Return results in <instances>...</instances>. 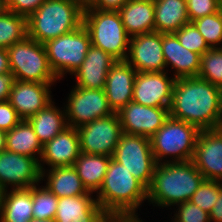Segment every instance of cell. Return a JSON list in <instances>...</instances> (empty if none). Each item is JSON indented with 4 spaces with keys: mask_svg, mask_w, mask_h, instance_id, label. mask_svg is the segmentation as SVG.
<instances>
[{
    "mask_svg": "<svg viewBox=\"0 0 222 222\" xmlns=\"http://www.w3.org/2000/svg\"><path fill=\"white\" fill-rule=\"evenodd\" d=\"M80 149L85 154L112 157L122 135V127L117 112L98 118L77 128Z\"/></svg>",
    "mask_w": 222,
    "mask_h": 222,
    "instance_id": "30bf717a",
    "label": "cell"
},
{
    "mask_svg": "<svg viewBox=\"0 0 222 222\" xmlns=\"http://www.w3.org/2000/svg\"><path fill=\"white\" fill-rule=\"evenodd\" d=\"M27 36V17L7 10L0 16V48H9Z\"/></svg>",
    "mask_w": 222,
    "mask_h": 222,
    "instance_id": "f546056e",
    "label": "cell"
},
{
    "mask_svg": "<svg viewBox=\"0 0 222 222\" xmlns=\"http://www.w3.org/2000/svg\"><path fill=\"white\" fill-rule=\"evenodd\" d=\"M128 0H91L84 9L118 11Z\"/></svg>",
    "mask_w": 222,
    "mask_h": 222,
    "instance_id": "ab89813d",
    "label": "cell"
},
{
    "mask_svg": "<svg viewBox=\"0 0 222 222\" xmlns=\"http://www.w3.org/2000/svg\"><path fill=\"white\" fill-rule=\"evenodd\" d=\"M191 161L204 179L222 182V127L200 131Z\"/></svg>",
    "mask_w": 222,
    "mask_h": 222,
    "instance_id": "9a60e30c",
    "label": "cell"
},
{
    "mask_svg": "<svg viewBox=\"0 0 222 222\" xmlns=\"http://www.w3.org/2000/svg\"><path fill=\"white\" fill-rule=\"evenodd\" d=\"M221 187L222 182L204 179L189 201L210 213L216 204Z\"/></svg>",
    "mask_w": 222,
    "mask_h": 222,
    "instance_id": "836d02e7",
    "label": "cell"
},
{
    "mask_svg": "<svg viewBox=\"0 0 222 222\" xmlns=\"http://www.w3.org/2000/svg\"><path fill=\"white\" fill-rule=\"evenodd\" d=\"M118 13L130 38L155 31L152 0H128Z\"/></svg>",
    "mask_w": 222,
    "mask_h": 222,
    "instance_id": "603a6c76",
    "label": "cell"
},
{
    "mask_svg": "<svg viewBox=\"0 0 222 222\" xmlns=\"http://www.w3.org/2000/svg\"><path fill=\"white\" fill-rule=\"evenodd\" d=\"M45 0H6L7 9L28 17L35 12Z\"/></svg>",
    "mask_w": 222,
    "mask_h": 222,
    "instance_id": "f35d334b",
    "label": "cell"
},
{
    "mask_svg": "<svg viewBox=\"0 0 222 222\" xmlns=\"http://www.w3.org/2000/svg\"><path fill=\"white\" fill-rule=\"evenodd\" d=\"M164 161L154 168L147 200L161 208L189 201L203 182V174L192 161Z\"/></svg>",
    "mask_w": 222,
    "mask_h": 222,
    "instance_id": "7a4b0ae2",
    "label": "cell"
},
{
    "mask_svg": "<svg viewBox=\"0 0 222 222\" xmlns=\"http://www.w3.org/2000/svg\"><path fill=\"white\" fill-rule=\"evenodd\" d=\"M106 215L96 198L80 195L58 198L54 219L56 222L101 221Z\"/></svg>",
    "mask_w": 222,
    "mask_h": 222,
    "instance_id": "7402d4cb",
    "label": "cell"
},
{
    "mask_svg": "<svg viewBox=\"0 0 222 222\" xmlns=\"http://www.w3.org/2000/svg\"><path fill=\"white\" fill-rule=\"evenodd\" d=\"M42 180L39 159L7 150L0 152V187L7 190L33 187ZM38 182V183H37Z\"/></svg>",
    "mask_w": 222,
    "mask_h": 222,
    "instance_id": "7c38bea8",
    "label": "cell"
},
{
    "mask_svg": "<svg viewBox=\"0 0 222 222\" xmlns=\"http://www.w3.org/2000/svg\"><path fill=\"white\" fill-rule=\"evenodd\" d=\"M200 131L193 124L169 116L164 125L150 138L156 163H162L168 155L173 156V162L191 161Z\"/></svg>",
    "mask_w": 222,
    "mask_h": 222,
    "instance_id": "8992f818",
    "label": "cell"
},
{
    "mask_svg": "<svg viewBox=\"0 0 222 222\" xmlns=\"http://www.w3.org/2000/svg\"><path fill=\"white\" fill-rule=\"evenodd\" d=\"M5 190L0 187V222L2 219V208H3V198H4Z\"/></svg>",
    "mask_w": 222,
    "mask_h": 222,
    "instance_id": "bcb514c9",
    "label": "cell"
},
{
    "mask_svg": "<svg viewBox=\"0 0 222 222\" xmlns=\"http://www.w3.org/2000/svg\"><path fill=\"white\" fill-rule=\"evenodd\" d=\"M7 192V193H6ZM32 187L5 190L1 222H29L33 218Z\"/></svg>",
    "mask_w": 222,
    "mask_h": 222,
    "instance_id": "f1b7e54d",
    "label": "cell"
},
{
    "mask_svg": "<svg viewBox=\"0 0 222 222\" xmlns=\"http://www.w3.org/2000/svg\"><path fill=\"white\" fill-rule=\"evenodd\" d=\"M122 132L151 138L169 117L168 108L148 107L133 101L119 112Z\"/></svg>",
    "mask_w": 222,
    "mask_h": 222,
    "instance_id": "5bb4252c",
    "label": "cell"
},
{
    "mask_svg": "<svg viewBox=\"0 0 222 222\" xmlns=\"http://www.w3.org/2000/svg\"><path fill=\"white\" fill-rule=\"evenodd\" d=\"M46 188L57 198L91 195L73 166L54 167L48 170Z\"/></svg>",
    "mask_w": 222,
    "mask_h": 222,
    "instance_id": "4316f807",
    "label": "cell"
},
{
    "mask_svg": "<svg viewBox=\"0 0 222 222\" xmlns=\"http://www.w3.org/2000/svg\"><path fill=\"white\" fill-rule=\"evenodd\" d=\"M5 142H6V131L0 129V152L6 150Z\"/></svg>",
    "mask_w": 222,
    "mask_h": 222,
    "instance_id": "f6af8a7d",
    "label": "cell"
},
{
    "mask_svg": "<svg viewBox=\"0 0 222 222\" xmlns=\"http://www.w3.org/2000/svg\"><path fill=\"white\" fill-rule=\"evenodd\" d=\"M110 159V156L82 152L78 156L73 167L88 192H98L108 170Z\"/></svg>",
    "mask_w": 222,
    "mask_h": 222,
    "instance_id": "d4e9b609",
    "label": "cell"
},
{
    "mask_svg": "<svg viewBox=\"0 0 222 222\" xmlns=\"http://www.w3.org/2000/svg\"><path fill=\"white\" fill-rule=\"evenodd\" d=\"M84 222H100V221H84Z\"/></svg>",
    "mask_w": 222,
    "mask_h": 222,
    "instance_id": "f907efd6",
    "label": "cell"
},
{
    "mask_svg": "<svg viewBox=\"0 0 222 222\" xmlns=\"http://www.w3.org/2000/svg\"><path fill=\"white\" fill-rule=\"evenodd\" d=\"M83 25L89 32L91 45L102 49L117 61L127 59L130 37L118 11L84 9Z\"/></svg>",
    "mask_w": 222,
    "mask_h": 222,
    "instance_id": "5b68a950",
    "label": "cell"
},
{
    "mask_svg": "<svg viewBox=\"0 0 222 222\" xmlns=\"http://www.w3.org/2000/svg\"><path fill=\"white\" fill-rule=\"evenodd\" d=\"M90 46L91 38L84 25L44 43L50 67L58 79L67 72L72 75L82 65Z\"/></svg>",
    "mask_w": 222,
    "mask_h": 222,
    "instance_id": "ba28073f",
    "label": "cell"
},
{
    "mask_svg": "<svg viewBox=\"0 0 222 222\" xmlns=\"http://www.w3.org/2000/svg\"><path fill=\"white\" fill-rule=\"evenodd\" d=\"M100 222H143L135 216L131 215H113L107 214Z\"/></svg>",
    "mask_w": 222,
    "mask_h": 222,
    "instance_id": "7bdbcfd3",
    "label": "cell"
},
{
    "mask_svg": "<svg viewBox=\"0 0 222 222\" xmlns=\"http://www.w3.org/2000/svg\"><path fill=\"white\" fill-rule=\"evenodd\" d=\"M186 4L190 22L216 13L222 8L218 0H186Z\"/></svg>",
    "mask_w": 222,
    "mask_h": 222,
    "instance_id": "8d00e7d4",
    "label": "cell"
},
{
    "mask_svg": "<svg viewBox=\"0 0 222 222\" xmlns=\"http://www.w3.org/2000/svg\"><path fill=\"white\" fill-rule=\"evenodd\" d=\"M155 31L162 34L175 33L189 23L186 0L154 1Z\"/></svg>",
    "mask_w": 222,
    "mask_h": 222,
    "instance_id": "cb8c5ba5",
    "label": "cell"
},
{
    "mask_svg": "<svg viewBox=\"0 0 222 222\" xmlns=\"http://www.w3.org/2000/svg\"><path fill=\"white\" fill-rule=\"evenodd\" d=\"M66 104V119L68 126L79 128L98 118L115 113L106 98L104 89H72Z\"/></svg>",
    "mask_w": 222,
    "mask_h": 222,
    "instance_id": "8fae6325",
    "label": "cell"
},
{
    "mask_svg": "<svg viewBox=\"0 0 222 222\" xmlns=\"http://www.w3.org/2000/svg\"><path fill=\"white\" fill-rule=\"evenodd\" d=\"M29 222H56L55 219H35L32 218Z\"/></svg>",
    "mask_w": 222,
    "mask_h": 222,
    "instance_id": "c3c4849f",
    "label": "cell"
},
{
    "mask_svg": "<svg viewBox=\"0 0 222 222\" xmlns=\"http://www.w3.org/2000/svg\"><path fill=\"white\" fill-rule=\"evenodd\" d=\"M7 52L14 80L54 83L58 79L50 67L43 43L26 36L7 48Z\"/></svg>",
    "mask_w": 222,
    "mask_h": 222,
    "instance_id": "52a82bcc",
    "label": "cell"
},
{
    "mask_svg": "<svg viewBox=\"0 0 222 222\" xmlns=\"http://www.w3.org/2000/svg\"><path fill=\"white\" fill-rule=\"evenodd\" d=\"M27 120L42 145L68 127L65 110L56 108L53 101Z\"/></svg>",
    "mask_w": 222,
    "mask_h": 222,
    "instance_id": "484cf974",
    "label": "cell"
},
{
    "mask_svg": "<svg viewBox=\"0 0 222 222\" xmlns=\"http://www.w3.org/2000/svg\"><path fill=\"white\" fill-rule=\"evenodd\" d=\"M52 84L14 80L8 102L21 119H28L52 102Z\"/></svg>",
    "mask_w": 222,
    "mask_h": 222,
    "instance_id": "e0dca14e",
    "label": "cell"
},
{
    "mask_svg": "<svg viewBox=\"0 0 222 222\" xmlns=\"http://www.w3.org/2000/svg\"><path fill=\"white\" fill-rule=\"evenodd\" d=\"M6 0H0V16L7 11Z\"/></svg>",
    "mask_w": 222,
    "mask_h": 222,
    "instance_id": "7dc6e473",
    "label": "cell"
},
{
    "mask_svg": "<svg viewBox=\"0 0 222 222\" xmlns=\"http://www.w3.org/2000/svg\"><path fill=\"white\" fill-rule=\"evenodd\" d=\"M175 78L166 71L137 72L132 101L148 107L170 108Z\"/></svg>",
    "mask_w": 222,
    "mask_h": 222,
    "instance_id": "4fadbf2b",
    "label": "cell"
},
{
    "mask_svg": "<svg viewBox=\"0 0 222 222\" xmlns=\"http://www.w3.org/2000/svg\"><path fill=\"white\" fill-rule=\"evenodd\" d=\"M179 207L173 222H211L208 212L202 210L191 201L177 204Z\"/></svg>",
    "mask_w": 222,
    "mask_h": 222,
    "instance_id": "d590c367",
    "label": "cell"
},
{
    "mask_svg": "<svg viewBox=\"0 0 222 222\" xmlns=\"http://www.w3.org/2000/svg\"><path fill=\"white\" fill-rule=\"evenodd\" d=\"M84 6L76 0H45L27 17V36L45 43L83 25Z\"/></svg>",
    "mask_w": 222,
    "mask_h": 222,
    "instance_id": "277c9868",
    "label": "cell"
},
{
    "mask_svg": "<svg viewBox=\"0 0 222 222\" xmlns=\"http://www.w3.org/2000/svg\"><path fill=\"white\" fill-rule=\"evenodd\" d=\"M112 158L126 169L148 190L157 163L149 138L122 133Z\"/></svg>",
    "mask_w": 222,
    "mask_h": 222,
    "instance_id": "9c48e42d",
    "label": "cell"
},
{
    "mask_svg": "<svg viewBox=\"0 0 222 222\" xmlns=\"http://www.w3.org/2000/svg\"><path fill=\"white\" fill-rule=\"evenodd\" d=\"M198 77L222 89V47L210 48L201 56Z\"/></svg>",
    "mask_w": 222,
    "mask_h": 222,
    "instance_id": "4dcf8cb0",
    "label": "cell"
},
{
    "mask_svg": "<svg viewBox=\"0 0 222 222\" xmlns=\"http://www.w3.org/2000/svg\"><path fill=\"white\" fill-rule=\"evenodd\" d=\"M136 73L126 60L117 61L108 71L104 90L114 112H119L132 101Z\"/></svg>",
    "mask_w": 222,
    "mask_h": 222,
    "instance_id": "d6986e66",
    "label": "cell"
},
{
    "mask_svg": "<svg viewBox=\"0 0 222 222\" xmlns=\"http://www.w3.org/2000/svg\"><path fill=\"white\" fill-rule=\"evenodd\" d=\"M96 200L107 214L131 215L147 200V189L112 157ZM137 208V209H136Z\"/></svg>",
    "mask_w": 222,
    "mask_h": 222,
    "instance_id": "3957f363",
    "label": "cell"
},
{
    "mask_svg": "<svg viewBox=\"0 0 222 222\" xmlns=\"http://www.w3.org/2000/svg\"><path fill=\"white\" fill-rule=\"evenodd\" d=\"M10 72L8 52L6 48H0V74Z\"/></svg>",
    "mask_w": 222,
    "mask_h": 222,
    "instance_id": "ee69618b",
    "label": "cell"
},
{
    "mask_svg": "<svg viewBox=\"0 0 222 222\" xmlns=\"http://www.w3.org/2000/svg\"><path fill=\"white\" fill-rule=\"evenodd\" d=\"M162 52L166 67L175 70L174 78L197 77L201 69V55L181 45L174 33L162 34Z\"/></svg>",
    "mask_w": 222,
    "mask_h": 222,
    "instance_id": "44dd1931",
    "label": "cell"
},
{
    "mask_svg": "<svg viewBox=\"0 0 222 222\" xmlns=\"http://www.w3.org/2000/svg\"><path fill=\"white\" fill-rule=\"evenodd\" d=\"M5 149L38 159L41 158L43 145L30 122L27 119H22L14 128L6 132Z\"/></svg>",
    "mask_w": 222,
    "mask_h": 222,
    "instance_id": "83f0119b",
    "label": "cell"
},
{
    "mask_svg": "<svg viewBox=\"0 0 222 222\" xmlns=\"http://www.w3.org/2000/svg\"><path fill=\"white\" fill-rule=\"evenodd\" d=\"M174 34L177 36L181 45L191 52L198 53L202 56L210 49L204 37L192 22L185 24Z\"/></svg>",
    "mask_w": 222,
    "mask_h": 222,
    "instance_id": "e575fe53",
    "label": "cell"
},
{
    "mask_svg": "<svg viewBox=\"0 0 222 222\" xmlns=\"http://www.w3.org/2000/svg\"><path fill=\"white\" fill-rule=\"evenodd\" d=\"M210 215V221L222 222V187L218 194L216 204L213 206Z\"/></svg>",
    "mask_w": 222,
    "mask_h": 222,
    "instance_id": "b9f144b4",
    "label": "cell"
},
{
    "mask_svg": "<svg viewBox=\"0 0 222 222\" xmlns=\"http://www.w3.org/2000/svg\"><path fill=\"white\" fill-rule=\"evenodd\" d=\"M80 154L77 128L68 126L43 145L42 155L39 160L42 180L46 174L42 163H46L50 168L73 166Z\"/></svg>",
    "mask_w": 222,
    "mask_h": 222,
    "instance_id": "ac0fdd59",
    "label": "cell"
},
{
    "mask_svg": "<svg viewBox=\"0 0 222 222\" xmlns=\"http://www.w3.org/2000/svg\"><path fill=\"white\" fill-rule=\"evenodd\" d=\"M13 81L11 72L0 74V102L8 101Z\"/></svg>",
    "mask_w": 222,
    "mask_h": 222,
    "instance_id": "60d3db41",
    "label": "cell"
},
{
    "mask_svg": "<svg viewBox=\"0 0 222 222\" xmlns=\"http://www.w3.org/2000/svg\"><path fill=\"white\" fill-rule=\"evenodd\" d=\"M192 23L210 48L222 47V8L213 14L198 18Z\"/></svg>",
    "mask_w": 222,
    "mask_h": 222,
    "instance_id": "1f68e13d",
    "label": "cell"
},
{
    "mask_svg": "<svg viewBox=\"0 0 222 222\" xmlns=\"http://www.w3.org/2000/svg\"><path fill=\"white\" fill-rule=\"evenodd\" d=\"M76 1L81 3L85 7L91 0H76Z\"/></svg>",
    "mask_w": 222,
    "mask_h": 222,
    "instance_id": "681fc988",
    "label": "cell"
},
{
    "mask_svg": "<svg viewBox=\"0 0 222 222\" xmlns=\"http://www.w3.org/2000/svg\"><path fill=\"white\" fill-rule=\"evenodd\" d=\"M22 119L8 101L0 102V129L10 131Z\"/></svg>",
    "mask_w": 222,
    "mask_h": 222,
    "instance_id": "74e56055",
    "label": "cell"
},
{
    "mask_svg": "<svg viewBox=\"0 0 222 222\" xmlns=\"http://www.w3.org/2000/svg\"><path fill=\"white\" fill-rule=\"evenodd\" d=\"M117 62L115 58L100 48L91 45L82 65L74 71L76 87L85 89H105L110 68Z\"/></svg>",
    "mask_w": 222,
    "mask_h": 222,
    "instance_id": "ffe728a7",
    "label": "cell"
},
{
    "mask_svg": "<svg viewBox=\"0 0 222 222\" xmlns=\"http://www.w3.org/2000/svg\"><path fill=\"white\" fill-rule=\"evenodd\" d=\"M169 116L200 130L222 127V89L198 76L175 79Z\"/></svg>",
    "mask_w": 222,
    "mask_h": 222,
    "instance_id": "6da1fadb",
    "label": "cell"
},
{
    "mask_svg": "<svg viewBox=\"0 0 222 222\" xmlns=\"http://www.w3.org/2000/svg\"><path fill=\"white\" fill-rule=\"evenodd\" d=\"M32 201H33V218L35 219H54L58 198L51 193L46 186L37 188L36 185L32 187Z\"/></svg>",
    "mask_w": 222,
    "mask_h": 222,
    "instance_id": "d6a6232c",
    "label": "cell"
},
{
    "mask_svg": "<svg viewBox=\"0 0 222 222\" xmlns=\"http://www.w3.org/2000/svg\"><path fill=\"white\" fill-rule=\"evenodd\" d=\"M126 61L137 72L165 71L162 33L153 31L130 38Z\"/></svg>",
    "mask_w": 222,
    "mask_h": 222,
    "instance_id": "2e32d148",
    "label": "cell"
}]
</instances>
